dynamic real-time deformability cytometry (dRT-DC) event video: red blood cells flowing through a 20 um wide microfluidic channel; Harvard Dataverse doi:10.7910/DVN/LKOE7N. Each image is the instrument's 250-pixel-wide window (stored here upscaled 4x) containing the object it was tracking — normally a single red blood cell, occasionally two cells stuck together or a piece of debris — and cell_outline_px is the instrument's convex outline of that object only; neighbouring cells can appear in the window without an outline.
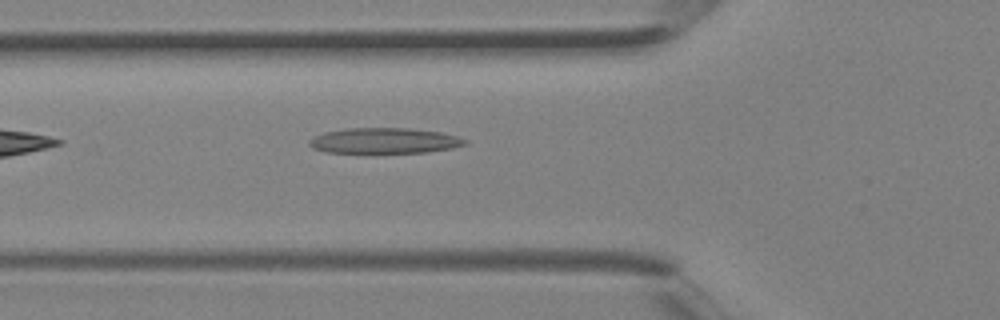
{"species": "Egyptian fruit bat (a non-hibernating species)", "species_latin": "Rousettus aegyptiacus", "temperature_condition": "room temperature", "stored_images_in_passage": 4, "camera_frame_rate_fps": 3000, "um_per_image_px": 0.085, "animal": {"sex": "female"}, "frame": {"image": 1, "passage_image": 4, "time_ms": 1.0, "image_size_px": [1000, 320], "cell_outline_px": [[468, 144], [452, 148], [424, 152], [324, 152], [312, 148], [308, 144], [308, 140], [324, 132], [348, 128], [408, 128], [440, 132], [456, 136], [468, 140]], "centroid_in_image_um": [32.67, 11.95], "position_along_channel_um": 93.1, "area_um2": 23.0}}